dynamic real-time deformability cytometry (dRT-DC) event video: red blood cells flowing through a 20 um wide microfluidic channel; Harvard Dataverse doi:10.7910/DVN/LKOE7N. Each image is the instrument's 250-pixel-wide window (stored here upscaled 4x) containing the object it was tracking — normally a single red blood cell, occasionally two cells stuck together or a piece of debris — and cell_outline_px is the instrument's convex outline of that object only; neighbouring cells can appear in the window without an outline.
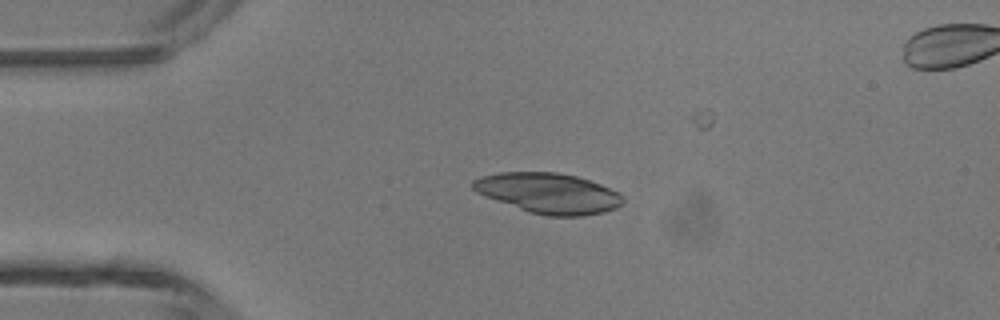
{"species": "common noctule bat (a hibernating species)", "species_latin": "Nyctalus noctula", "temperature_condition": "room temperature", "stored_images_in_passage": 27, "camera_frame_rate_fps": 3000, "um_per_image_px": 0.085, "animal": {"sex": "male", "body_mass_g": 13.3}, "frame": {"image": 1, "passage_image": 1, "time_ms": 0.0, "image_size_px": [1000, 320], "cell_outline_px": [[624, 200], [616, 208], [604, 212], [584, 216], [548, 216], [528, 212], [476, 192], [472, 188], [472, 180], [480, 176], [500, 172], [556, 172], [576, 176], [600, 184], [620, 192], [624, 196]], "centroid_in_image_um": [46.64, 16.42], "position_along_channel_um": 38.4, "area_um2": 35.26}}